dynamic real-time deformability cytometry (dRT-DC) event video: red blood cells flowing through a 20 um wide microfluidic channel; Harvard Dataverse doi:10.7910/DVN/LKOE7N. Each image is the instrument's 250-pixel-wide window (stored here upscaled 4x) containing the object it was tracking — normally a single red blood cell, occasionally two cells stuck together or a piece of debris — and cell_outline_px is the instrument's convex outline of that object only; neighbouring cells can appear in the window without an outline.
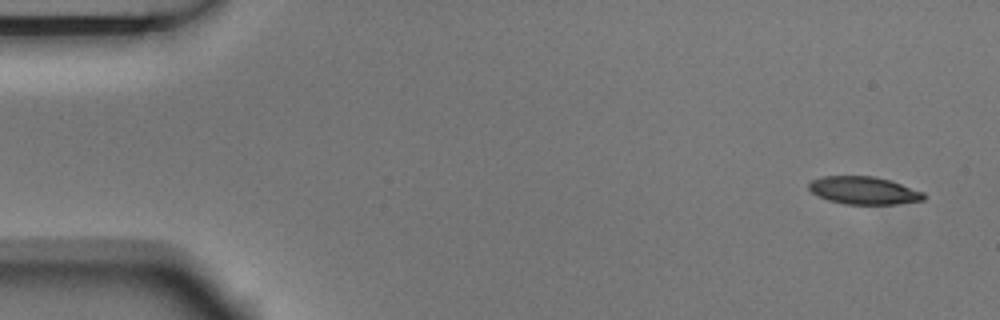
{"species": "Egyptian fruit bat (a non-hibernating species)", "species_latin": "Rousettus aegyptiacus", "temperature_condition": "room temperature", "stored_images_in_passage": 5, "camera_frame_rate_fps": 3000, "um_per_image_px": 0.085, "animal": {"sex": "male"}, "frame": {"image": 1, "passage_image": 1, "time_ms": 0.0, "image_size_px": [1000, 320], "cell_outline_px": [[924, 200], [896, 204], [844, 204], [828, 200], [812, 192], [808, 188], [808, 184], [812, 180], [824, 176], [872, 176], [892, 180], [924, 192]], "centroid_in_image_um": [73.44, 16.18], "position_along_channel_um": 11.6, "area_um2": 18.55}}
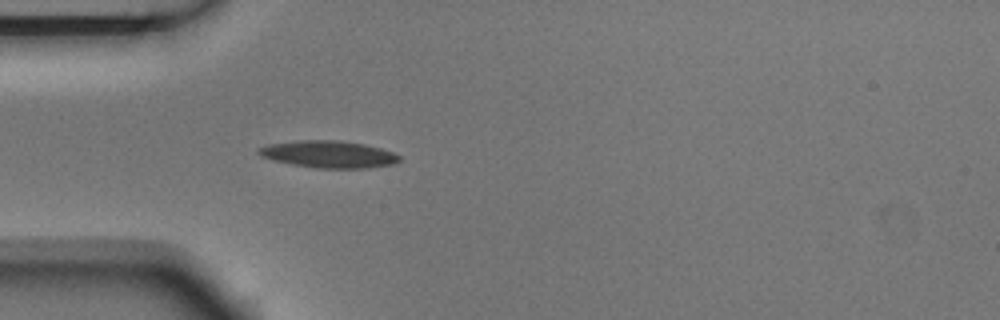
{"frame": {"image": 2, "passage_image": 5, "time_ms": 1.333, "image_size_px": [1000, 320], "cell_outline_px": [[400, 160], [392, 164], [368, 168], [316, 168], [292, 164], [260, 156], [256, 152], [260, 148], [268, 144], [300, 140], [336, 140], [364, 144], [380, 148], [392, 152], [400, 156]], "centroid_in_image_um": [27.93, 13.11], "position_along_channel_um": 57.1, "area_um2": 21.96}}